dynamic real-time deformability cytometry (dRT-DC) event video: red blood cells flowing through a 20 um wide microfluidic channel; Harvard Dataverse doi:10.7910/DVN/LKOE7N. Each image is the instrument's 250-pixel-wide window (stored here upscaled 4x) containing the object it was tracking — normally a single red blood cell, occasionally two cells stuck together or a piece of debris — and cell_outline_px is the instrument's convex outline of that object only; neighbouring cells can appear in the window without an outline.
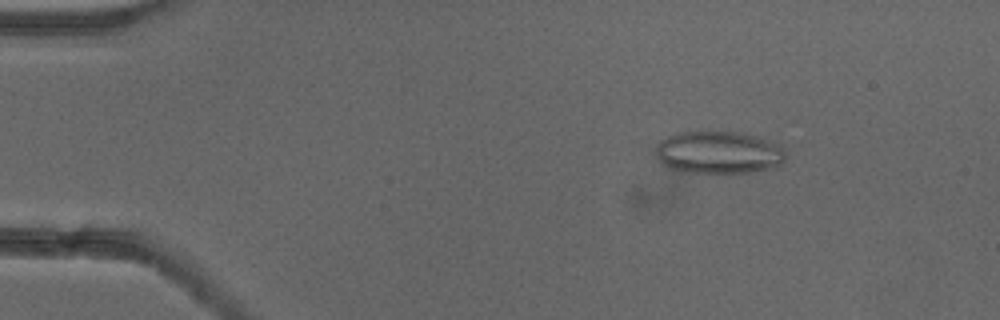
{"species": "common noctule bat (a hibernating species)", "species_latin": "Nyctalus noctula", "temperature_condition": "cold", "stored_images_in_passage": 53, "camera_frame_rate_fps": 3000, "um_per_image_px": 0.085, "animal": {"sex": "female"}, "frame": {"image": 1, "passage_image": 8, "time_ms": 2.333, "image_size_px": [1000, 320], "cell_outline_px": [[784, 160], [776, 168], [748, 172], [680, 172], [664, 164], [660, 160], [656, 152], [656, 144], [660, 140], [676, 132], [740, 132], [756, 136], [780, 144], [784, 148]], "centroid_in_image_um": [61.1, 12.95], "position_along_channel_um": 23.9, "area_um2": 32.14}}
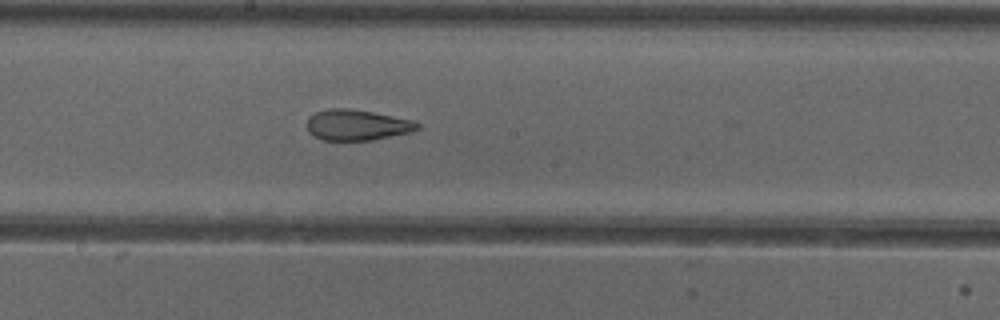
{"frame": {"image": 2, "passage_image": 29, "time_ms": 9.333, "image_size_px": [1000, 320], "cell_outline_px": [[420, 128], [412, 132], [372, 140], [324, 140], [312, 136], [308, 132], [308, 116], [316, 112], [328, 108], [348, 108], [372, 112], [416, 120], [420, 124]], "centroid_in_image_um": [30.37, 10.62], "position_along_channel_um": 217.8, "area_um2": 20.0}}
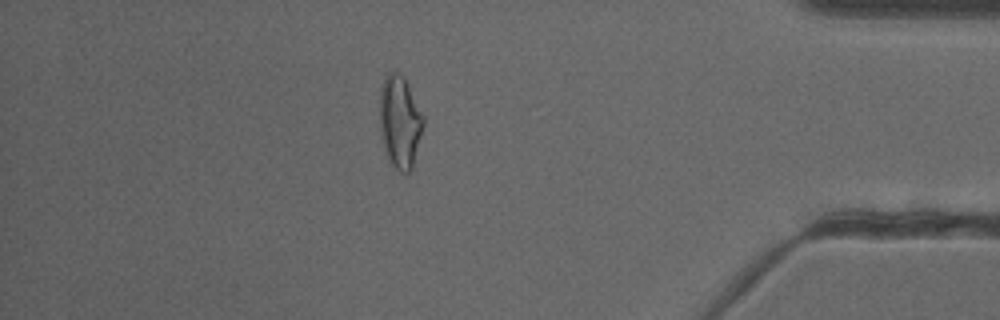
{"frame": {"image": 3, "passage_image": 46, "time_ms": 15.0, "image_size_px": [1000, 320], "cell_outline_px": [[424, 124], [412, 168], [408, 172], [400, 172], [388, 160], [384, 152], [380, 132], [380, 84], [388, 72], [396, 72], [404, 76], [424, 116]], "centroid_in_image_um": [33.97, 10.34], "position_along_channel_um": 401.2, "area_um2": 23.7}, "authors_computed_cell_mechanics": {"area_um2": 23.698, "velocity_mm_per_s": 3.9103, "shape_relaxation_time_tau1_ms": null, "shape_relaxation_time_tau2_ms": 1.9944, "deformation_change_tau1": null, "deformation_change_tau2": 0.0978}}